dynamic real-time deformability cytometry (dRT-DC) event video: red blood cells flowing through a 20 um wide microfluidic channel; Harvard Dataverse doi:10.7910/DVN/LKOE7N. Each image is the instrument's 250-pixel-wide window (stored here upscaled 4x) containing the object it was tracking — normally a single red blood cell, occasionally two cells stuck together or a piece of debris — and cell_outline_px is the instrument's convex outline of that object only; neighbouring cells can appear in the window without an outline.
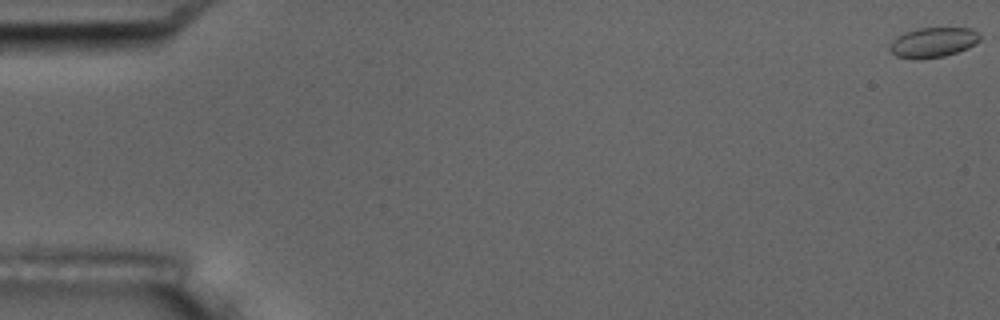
{"species": "common noctule bat (a hibernating species)", "species_latin": "Nyctalus noctula", "temperature_condition": "room temperature", "stored_images_in_passage": 5, "camera_frame_rate_fps": 3000, "um_per_image_px": 0.085, "animal": {"sex": "male", "body_mass_g": 17.5, "forearm_length_mm": 52.3}, "frame": {"image": 1, "passage_image": 1, "time_ms": 0.0, "image_size_px": [1000, 320], "cell_outline_px": [[980, 40], [968, 48], [944, 56], [920, 60], [916, 60], [896, 56], [888, 48], [888, 44], [896, 36], [904, 32], [920, 28], [972, 28], [980, 32]], "centroid_in_image_um": [79.29, 3.6], "position_along_channel_um": 5.7, "area_um2": 16.01}}